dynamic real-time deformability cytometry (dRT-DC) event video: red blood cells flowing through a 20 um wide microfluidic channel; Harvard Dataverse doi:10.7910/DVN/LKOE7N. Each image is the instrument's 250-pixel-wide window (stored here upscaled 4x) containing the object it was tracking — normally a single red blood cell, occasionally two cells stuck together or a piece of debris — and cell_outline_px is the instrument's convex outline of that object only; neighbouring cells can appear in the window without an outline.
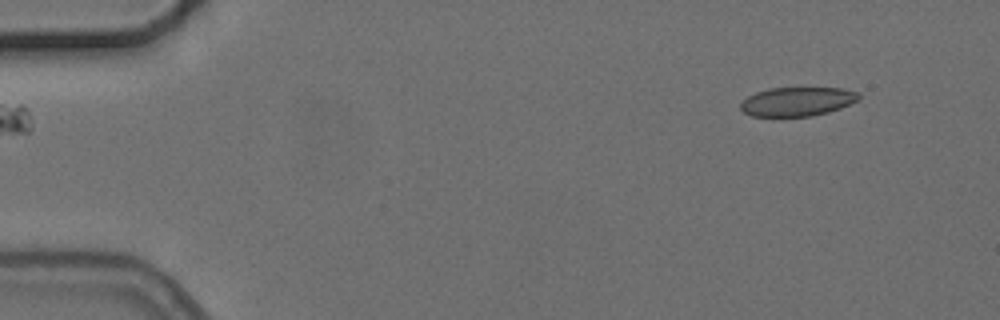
{"species": "common noctule bat (a hibernating species)", "species_latin": "Nyctalus noctula", "temperature_condition": "cold", "stored_images_in_passage": 4, "camera_frame_rate_fps": 3000, "um_per_image_px": 0.085, "animal": {"sex": "female", "body_mass_g": 24.6, "forearm_length_mm": 56.2}, "frame": {"image": 1, "passage_image": 1, "time_ms": 0.0, "image_size_px": [1000, 320], "cell_outline_px": [[860, 100], [840, 108], [828, 112], [812, 116], [752, 116], [744, 112], [740, 108], [740, 104], [748, 96], [756, 92], [772, 88], [840, 88], [856, 92], [860, 96]], "centroid_in_image_um": [67.77, 8.63], "position_along_channel_um": 17.2, "area_um2": 19.83}}
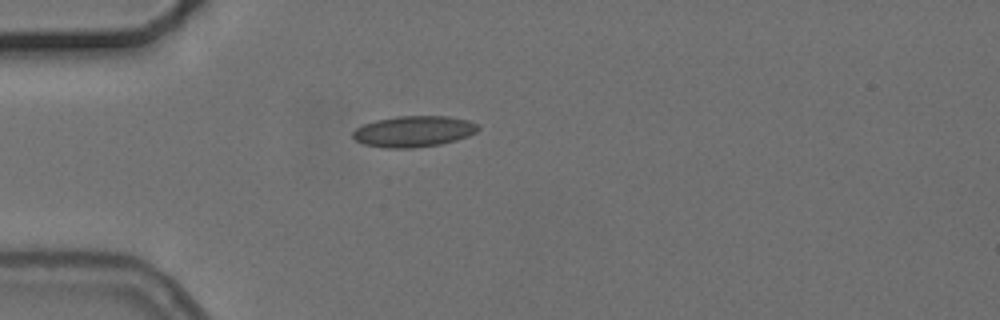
{"frame": {"image": 2, "passage_image": 4, "time_ms": 3.333, "image_size_px": [1000, 320], "cell_outline_px": [[480, 128], [476, 132], [468, 136], [456, 140], [440, 144], [412, 148], [384, 148], [364, 144], [356, 140], [352, 136], [352, 132], [356, 128], [364, 124], [376, 120], [396, 116], [448, 116], [468, 120], [476, 124]], "centroid_in_image_um": [35.15, 11.17], "position_along_channel_um": 49.8, "area_um2": 22.66}}